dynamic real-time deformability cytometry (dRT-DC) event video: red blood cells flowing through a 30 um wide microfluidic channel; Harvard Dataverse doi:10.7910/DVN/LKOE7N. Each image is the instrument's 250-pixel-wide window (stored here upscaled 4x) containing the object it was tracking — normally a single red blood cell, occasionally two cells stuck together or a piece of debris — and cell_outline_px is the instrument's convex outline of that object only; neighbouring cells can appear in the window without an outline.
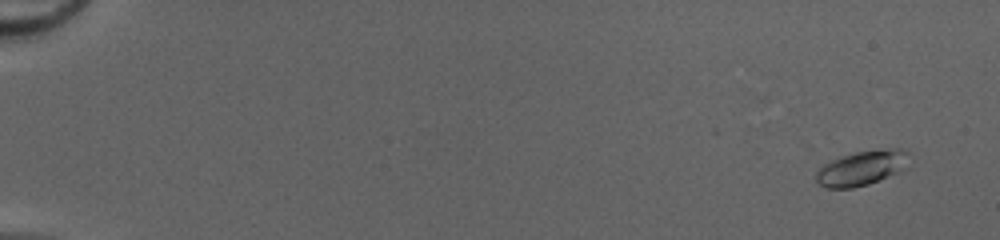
{"species": "common noctule bat (a hibernating species)", "species_latin": "Nyctalus noctula", "temperature_condition": "cold", "stored_images_in_passage": 25, "camera_frame_rate_fps": 3000, "um_per_image_px": 0.085, "animal": {"sex": "female", "body_mass_g": 20.0, "forearm_length_mm": 54.0}, "frame": {"image": 1, "passage_image": 4, "time_ms": 1.0, "image_size_px": [1000, 240], "cell_outline_px": [[908, 168], [900, 172], [880, 180], [868, 184], [852, 188], [828, 188], [820, 184], [816, 180], [816, 172], [824, 164], [832, 160], [856, 152], [892, 148], [900, 148], [908, 152]], "centroid_in_image_um": [73.3, 14.29], "position_along_channel_um": 11.7, "area_um2": 18.79}}
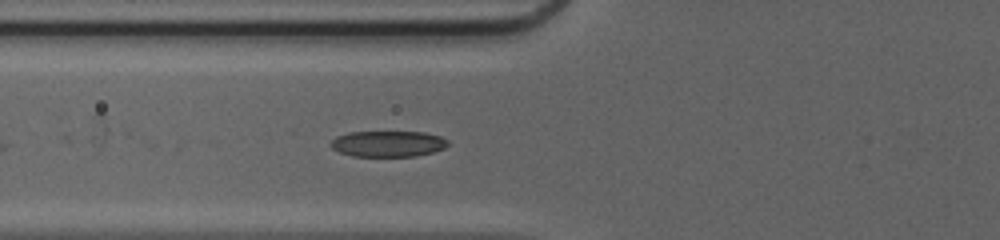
{"frame": {"image": 2, "passage_image": 22, "time_ms": 7.0, "image_size_px": [1000, 240], "cell_outline_px": [[448, 144], [444, 148], [432, 152], [416, 156], [352, 156], [340, 152], [332, 148], [328, 144], [336, 136], [348, 132], [424, 132], [440, 136], [448, 140]], "centroid_in_image_um": [32.95, 12.22], "position_along_channel_um": 92.8, "area_um2": 17.74}}
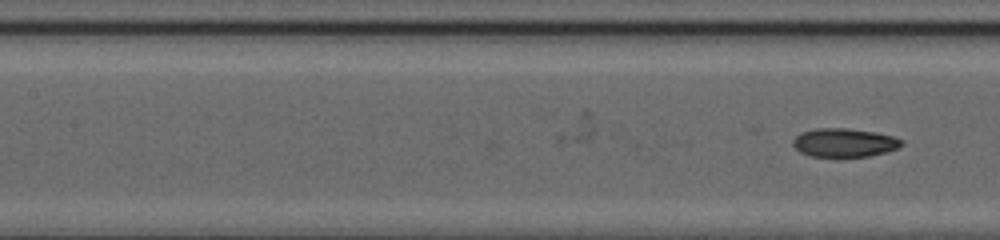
{"frame": {"image": 3, "passage_image": 25, "time_ms": 8.0, "image_size_px": [1000, 240], "cell_outline_px": [[904, 144], [896, 148], [884, 152], [868, 156], [808, 156], [800, 152], [792, 144], [792, 140], [800, 132], [816, 128], [848, 128], [876, 132], [896, 136], [904, 140]], "centroid_in_image_um": [71.77, 12.1], "position_along_channel_um": 135.6, "area_um2": 18.21}}